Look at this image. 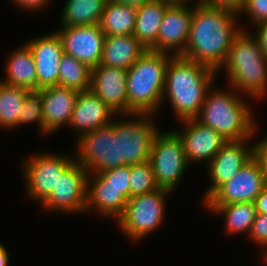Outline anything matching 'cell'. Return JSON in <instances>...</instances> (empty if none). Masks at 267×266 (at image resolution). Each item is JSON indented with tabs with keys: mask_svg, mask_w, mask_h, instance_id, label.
<instances>
[{
	"mask_svg": "<svg viewBox=\"0 0 267 266\" xmlns=\"http://www.w3.org/2000/svg\"><path fill=\"white\" fill-rule=\"evenodd\" d=\"M244 13L255 26L267 21V0H245L238 16L241 17Z\"/></svg>",
	"mask_w": 267,
	"mask_h": 266,
	"instance_id": "cell-33",
	"label": "cell"
},
{
	"mask_svg": "<svg viewBox=\"0 0 267 266\" xmlns=\"http://www.w3.org/2000/svg\"><path fill=\"white\" fill-rule=\"evenodd\" d=\"M53 0H12V3L18 7L20 10L26 11H41L49 5V2ZM36 10V11H35Z\"/></svg>",
	"mask_w": 267,
	"mask_h": 266,
	"instance_id": "cell-36",
	"label": "cell"
},
{
	"mask_svg": "<svg viewBox=\"0 0 267 266\" xmlns=\"http://www.w3.org/2000/svg\"><path fill=\"white\" fill-rule=\"evenodd\" d=\"M248 237L263 248L261 256H264L267 253V214H256Z\"/></svg>",
	"mask_w": 267,
	"mask_h": 266,
	"instance_id": "cell-34",
	"label": "cell"
},
{
	"mask_svg": "<svg viewBox=\"0 0 267 266\" xmlns=\"http://www.w3.org/2000/svg\"><path fill=\"white\" fill-rule=\"evenodd\" d=\"M213 84L207 91L199 115L195 118L204 126L214 129L226 141L253 138L257 125L248 102L233 88L215 90ZM238 93V94H237Z\"/></svg>",
	"mask_w": 267,
	"mask_h": 266,
	"instance_id": "cell-4",
	"label": "cell"
},
{
	"mask_svg": "<svg viewBox=\"0 0 267 266\" xmlns=\"http://www.w3.org/2000/svg\"><path fill=\"white\" fill-rule=\"evenodd\" d=\"M127 202L128 198L121 193V189L107 185L99 173L88 174L86 213L95 211L102 217L117 220L123 214Z\"/></svg>",
	"mask_w": 267,
	"mask_h": 266,
	"instance_id": "cell-21",
	"label": "cell"
},
{
	"mask_svg": "<svg viewBox=\"0 0 267 266\" xmlns=\"http://www.w3.org/2000/svg\"><path fill=\"white\" fill-rule=\"evenodd\" d=\"M169 5L161 21L156 44L151 48L172 56H182L187 46L193 4ZM189 7V8H188Z\"/></svg>",
	"mask_w": 267,
	"mask_h": 266,
	"instance_id": "cell-15",
	"label": "cell"
},
{
	"mask_svg": "<svg viewBox=\"0 0 267 266\" xmlns=\"http://www.w3.org/2000/svg\"><path fill=\"white\" fill-rule=\"evenodd\" d=\"M163 2H166L170 5H186V2H190V0H161Z\"/></svg>",
	"mask_w": 267,
	"mask_h": 266,
	"instance_id": "cell-42",
	"label": "cell"
},
{
	"mask_svg": "<svg viewBox=\"0 0 267 266\" xmlns=\"http://www.w3.org/2000/svg\"><path fill=\"white\" fill-rule=\"evenodd\" d=\"M254 158L260 164L264 186H267V135L254 143Z\"/></svg>",
	"mask_w": 267,
	"mask_h": 266,
	"instance_id": "cell-35",
	"label": "cell"
},
{
	"mask_svg": "<svg viewBox=\"0 0 267 266\" xmlns=\"http://www.w3.org/2000/svg\"><path fill=\"white\" fill-rule=\"evenodd\" d=\"M159 189L149 161L130 165V198Z\"/></svg>",
	"mask_w": 267,
	"mask_h": 266,
	"instance_id": "cell-30",
	"label": "cell"
},
{
	"mask_svg": "<svg viewBox=\"0 0 267 266\" xmlns=\"http://www.w3.org/2000/svg\"><path fill=\"white\" fill-rule=\"evenodd\" d=\"M238 17V12L232 9L194 1L189 37L182 57L218 71L235 35L242 29Z\"/></svg>",
	"mask_w": 267,
	"mask_h": 266,
	"instance_id": "cell-1",
	"label": "cell"
},
{
	"mask_svg": "<svg viewBox=\"0 0 267 266\" xmlns=\"http://www.w3.org/2000/svg\"><path fill=\"white\" fill-rule=\"evenodd\" d=\"M115 3L125 4L133 7H140L149 0H108Z\"/></svg>",
	"mask_w": 267,
	"mask_h": 266,
	"instance_id": "cell-41",
	"label": "cell"
},
{
	"mask_svg": "<svg viewBox=\"0 0 267 266\" xmlns=\"http://www.w3.org/2000/svg\"><path fill=\"white\" fill-rule=\"evenodd\" d=\"M208 212L222 215L225 224V233L230 235L246 232L249 235L252 224L256 217L254 202H242L225 205H204ZM218 213V214H217Z\"/></svg>",
	"mask_w": 267,
	"mask_h": 266,
	"instance_id": "cell-25",
	"label": "cell"
},
{
	"mask_svg": "<svg viewBox=\"0 0 267 266\" xmlns=\"http://www.w3.org/2000/svg\"><path fill=\"white\" fill-rule=\"evenodd\" d=\"M171 57L170 54L147 49L127 70L128 106L135 113L158 114Z\"/></svg>",
	"mask_w": 267,
	"mask_h": 266,
	"instance_id": "cell-5",
	"label": "cell"
},
{
	"mask_svg": "<svg viewBox=\"0 0 267 266\" xmlns=\"http://www.w3.org/2000/svg\"><path fill=\"white\" fill-rule=\"evenodd\" d=\"M264 188L262 170L253 157L237 174L221 185L204 205H225L242 202H255Z\"/></svg>",
	"mask_w": 267,
	"mask_h": 266,
	"instance_id": "cell-12",
	"label": "cell"
},
{
	"mask_svg": "<svg viewBox=\"0 0 267 266\" xmlns=\"http://www.w3.org/2000/svg\"><path fill=\"white\" fill-rule=\"evenodd\" d=\"M183 130L173 131L182 142L184 153L189 164L207 162L208 164L227 142L214 129L204 126L196 119L179 121Z\"/></svg>",
	"mask_w": 267,
	"mask_h": 266,
	"instance_id": "cell-17",
	"label": "cell"
},
{
	"mask_svg": "<svg viewBox=\"0 0 267 266\" xmlns=\"http://www.w3.org/2000/svg\"><path fill=\"white\" fill-rule=\"evenodd\" d=\"M249 140L227 141L207 164L211 184L205 190L202 204L254 157V142L249 146Z\"/></svg>",
	"mask_w": 267,
	"mask_h": 266,
	"instance_id": "cell-13",
	"label": "cell"
},
{
	"mask_svg": "<svg viewBox=\"0 0 267 266\" xmlns=\"http://www.w3.org/2000/svg\"><path fill=\"white\" fill-rule=\"evenodd\" d=\"M136 7L106 1L100 20L105 36L133 35Z\"/></svg>",
	"mask_w": 267,
	"mask_h": 266,
	"instance_id": "cell-26",
	"label": "cell"
},
{
	"mask_svg": "<svg viewBox=\"0 0 267 266\" xmlns=\"http://www.w3.org/2000/svg\"><path fill=\"white\" fill-rule=\"evenodd\" d=\"M97 95L90 89L79 92L72 111L69 126L78 132L76 139L84 133L96 130L110 124L113 119L119 118Z\"/></svg>",
	"mask_w": 267,
	"mask_h": 266,
	"instance_id": "cell-19",
	"label": "cell"
},
{
	"mask_svg": "<svg viewBox=\"0 0 267 266\" xmlns=\"http://www.w3.org/2000/svg\"><path fill=\"white\" fill-rule=\"evenodd\" d=\"M217 75L216 70L204 64L182 56H172L166 69L161 109L168 98L179 121L195 119L208 89L216 83Z\"/></svg>",
	"mask_w": 267,
	"mask_h": 266,
	"instance_id": "cell-2",
	"label": "cell"
},
{
	"mask_svg": "<svg viewBox=\"0 0 267 266\" xmlns=\"http://www.w3.org/2000/svg\"><path fill=\"white\" fill-rule=\"evenodd\" d=\"M172 191L159 188L128 199L123 214L116 220L123 235L133 242L156 231L165 218L167 195Z\"/></svg>",
	"mask_w": 267,
	"mask_h": 266,
	"instance_id": "cell-7",
	"label": "cell"
},
{
	"mask_svg": "<svg viewBox=\"0 0 267 266\" xmlns=\"http://www.w3.org/2000/svg\"><path fill=\"white\" fill-rule=\"evenodd\" d=\"M91 68L73 56L63 54L59 68V86L78 92L90 89Z\"/></svg>",
	"mask_w": 267,
	"mask_h": 266,
	"instance_id": "cell-29",
	"label": "cell"
},
{
	"mask_svg": "<svg viewBox=\"0 0 267 266\" xmlns=\"http://www.w3.org/2000/svg\"><path fill=\"white\" fill-rule=\"evenodd\" d=\"M197 2L209 6L229 8L238 12L245 3V0H197Z\"/></svg>",
	"mask_w": 267,
	"mask_h": 266,
	"instance_id": "cell-37",
	"label": "cell"
},
{
	"mask_svg": "<svg viewBox=\"0 0 267 266\" xmlns=\"http://www.w3.org/2000/svg\"><path fill=\"white\" fill-rule=\"evenodd\" d=\"M90 90L117 115L135 113L128 106L127 70L95 66L91 69Z\"/></svg>",
	"mask_w": 267,
	"mask_h": 266,
	"instance_id": "cell-16",
	"label": "cell"
},
{
	"mask_svg": "<svg viewBox=\"0 0 267 266\" xmlns=\"http://www.w3.org/2000/svg\"><path fill=\"white\" fill-rule=\"evenodd\" d=\"M88 172L76 160L59 177L50 195L40 204L48 212L86 213Z\"/></svg>",
	"mask_w": 267,
	"mask_h": 266,
	"instance_id": "cell-11",
	"label": "cell"
},
{
	"mask_svg": "<svg viewBox=\"0 0 267 266\" xmlns=\"http://www.w3.org/2000/svg\"><path fill=\"white\" fill-rule=\"evenodd\" d=\"M5 79L1 82L26 88L29 91H37V75L34 58L30 48L22 44L10 53L5 67Z\"/></svg>",
	"mask_w": 267,
	"mask_h": 266,
	"instance_id": "cell-23",
	"label": "cell"
},
{
	"mask_svg": "<svg viewBox=\"0 0 267 266\" xmlns=\"http://www.w3.org/2000/svg\"><path fill=\"white\" fill-rule=\"evenodd\" d=\"M120 116V120L113 119L114 135L118 138V167L149 161L154 138L160 131L153 119L156 115L134 113Z\"/></svg>",
	"mask_w": 267,
	"mask_h": 266,
	"instance_id": "cell-6",
	"label": "cell"
},
{
	"mask_svg": "<svg viewBox=\"0 0 267 266\" xmlns=\"http://www.w3.org/2000/svg\"><path fill=\"white\" fill-rule=\"evenodd\" d=\"M79 92L54 85L41 89L45 135L68 126Z\"/></svg>",
	"mask_w": 267,
	"mask_h": 266,
	"instance_id": "cell-20",
	"label": "cell"
},
{
	"mask_svg": "<svg viewBox=\"0 0 267 266\" xmlns=\"http://www.w3.org/2000/svg\"><path fill=\"white\" fill-rule=\"evenodd\" d=\"M169 5L161 0H149L136 8L133 36L146 49H151L156 44L161 21Z\"/></svg>",
	"mask_w": 267,
	"mask_h": 266,
	"instance_id": "cell-24",
	"label": "cell"
},
{
	"mask_svg": "<svg viewBox=\"0 0 267 266\" xmlns=\"http://www.w3.org/2000/svg\"><path fill=\"white\" fill-rule=\"evenodd\" d=\"M149 162L159 188L175 190L189 166L182 142L173 130L159 131L153 141Z\"/></svg>",
	"mask_w": 267,
	"mask_h": 266,
	"instance_id": "cell-8",
	"label": "cell"
},
{
	"mask_svg": "<svg viewBox=\"0 0 267 266\" xmlns=\"http://www.w3.org/2000/svg\"><path fill=\"white\" fill-rule=\"evenodd\" d=\"M254 27L256 29L254 32L256 33L253 35L256 36L263 53L267 57V21L257 24Z\"/></svg>",
	"mask_w": 267,
	"mask_h": 266,
	"instance_id": "cell-38",
	"label": "cell"
},
{
	"mask_svg": "<svg viewBox=\"0 0 267 266\" xmlns=\"http://www.w3.org/2000/svg\"><path fill=\"white\" fill-rule=\"evenodd\" d=\"M76 141L75 160L88 174L100 173L118 167V138L114 135L113 121Z\"/></svg>",
	"mask_w": 267,
	"mask_h": 266,
	"instance_id": "cell-10",
	"label": "cell"
},
{
	"mask_svg": "<svg viewBox=\"0 0 267 266\" xmlns=\"http://www.w3.org/2000/svg\"><path fill=\"white\" fill-rule=\"evenodd\" d=\"M31 50L37 75V91L58 85L60 60L64 54L57 32H51L25 43Z\"/></svg>",
	"mask_w": 267,
	"mask_h": 266,
	"instance_id": "cell-18",
	"label": "cell"
},
{
	"mask_svg": "<svg viewBox=\"0 0 267 266\" xmlns=\"http://www.w3.org/2000/svg\"><path fill=\"white\" fill-rule=\"evenodd\" d=\"M73 155L54 152H38L22 163L27 196L40 204L50 195L59 177L75 161Z\"/></svg>",
	"mask_w": 267,
	"mask_h": 266,
	"instance_id": "cell-9",
	"label": "cell"
},
{
	"mask_svg": "<svg viewBox=\"0 0 267 266\" xmlns=\"http://www.w3.org/2000/svg\"><path fill=\"white\" fill-rule=\"evenodd\" d=\"M147 49L133 36H105L100 65L128 70Z\"/></svg>",
	"mask_w": 267,
	"mask_h": 266,
	"instance_id": "cell-22",
	"label": "cell"
},
{
	"mask_svg": "<svg viewBox=\"0 0 267 266\" xmlns=\"http://www.w3.org/2000/svg\"><path fill=\"white\" fill-rule=\"evenodd\" d=\"M56 32L64 54L73 56L91 69L100 65L105 34L99 24L61 27Z\"/></svg>",
	"mask_w": 267,
	"mask_h": 266,
	"instance_id": "cell-14",
	"label": "cell"
},
{
	"mask_svg": "<svg viewBox=\"0 0 267 266\" xmlns=\"http://www.w3.org/2000/svg\"><path fill=\"white\" fill-rule=\"evenodd\" d=\"M107 0H66L62 9L61 25L88 26L99 24Z\"/></svg>",
	"mask_w": 267,
	"mask_h": 266,
	"instance_id": "cell-27",
	"label": "cell"
},
{
	"mask_svg": "<svg viewBox=\"0 0 267 266\" xmlns=\"http://www.w3.org/2000/svg\"><path fill=\"white\" fill-rule=\"evenodd\" d=\"M28 89L7 85L0 81V128L18 127L20 109Z\"/></svg>",
	"mask_w": 267,
	"mask_h": 266,
	"instance_id": "cell-28",
	"label": "cell"
},
{
	"mask_svg": "<svg viewBox=\"0 0 267 266\" xmlns=\"http://www.w3.org/2000/svg\"><path fill=\"white\" fill-rule=\"evenodd\" d=\"M99 174L106 180L107 185L121 189V193L130 198V165L112 168Z\"/></svg>",
	"mask_w": 267,
	"mask_h": 266,
	"instance_id": "cell-32",
	"label": "cell"
},
{
	"mask_svg": "<svg viewBox=\"0 0 267 266\" xmlns=\"http://www.w3.org/2000/svg\"><path fill=\"white\" fill-rule=\"evenodd\" d=\"M35 122L37 123L40 133L45 135L41 90L29 91L26 94L18 117V127L23 124Z\"/></svg>",
	"mask_w": 267,
	"mask_h": 266,
	"instance_id": "cell-31",
	"label": "cell"
},
{
	"mask_svg": "<svg viewBox=\"0 0 267 266\" xmlns=\"http://www.w3.org/2000/svg\"><path fill=\"white\" fill-rule=\"evenodd\" d=\"M261 260H264L262 262H264V264H266L264 266H267V253L264 256H262Z\"/></svg>",
	"mask_w": 267,
	"mask_h": 266,
	"instance_id": "cell-43",
	"label": "cell"
},
{
	"mask_svg": "<svg viewBox=\"0 0 267 266\" xmlns=\"http://www.w3.org/2000/svg\"><path fill=\"white\" fill-rule=\"evenodd\" d=\"M0 242V266H9V252L7 248Z\"/></svg>",
	"mask_w": 267,
	"mask_h": 266,
	"instance_id": "cell-40",
	"label": "cell"
},
{
	"mask_svg": "<svg viewBox=\"0 0 267 266\" xmlns=\"http://www.w3.org/2000/svg\"><path fill=\"white\" fill-rule=\"evenodd\" d=\"M254 203L257 214H267V186H264Z\"/></svg>",
	"mask_w": 267,
	"mask_h": 266,
	"instance_id": "cell-39",
	"label": "cell"
},
{
	"mask_svg": "<svg viewBox=\"0 0 267 266\" xmlns=\"http://www.w3.org/2000/svg\"><path fill=\"white\" fill-rule=\"evenodd\" d=\"M228 85L253 100L267 95V57L256 36L242 29L235 35L224 64ZM253 98V100H252Z\"/></svg>",
	"mask_w": 267,
	"mask_h": 266,
	"instance_id": "cell-3",
	"label": "cell"
}]
</instances>
